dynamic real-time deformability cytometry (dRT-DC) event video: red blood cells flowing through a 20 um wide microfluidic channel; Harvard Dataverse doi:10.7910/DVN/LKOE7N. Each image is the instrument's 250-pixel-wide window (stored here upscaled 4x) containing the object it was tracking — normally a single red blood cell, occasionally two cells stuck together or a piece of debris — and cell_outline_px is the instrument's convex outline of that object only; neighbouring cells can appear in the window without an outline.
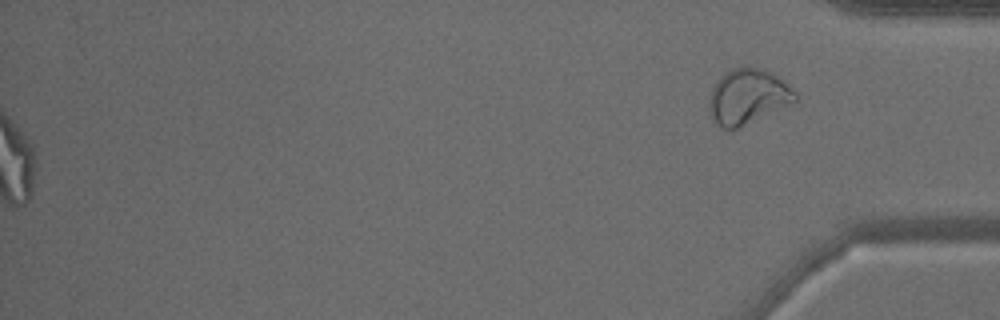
{"species": "common noctule bat (a hibernating species)", "species_latin": "Nyctalus noctula", "temperature_condition": "warm", "stored_images_in_passage": 35, "segment_of_instrument_passage": [2, 2], "camera_frame_rate_fps": 3000, "um_per_image_px": 0.085, "animal": {"sex": "male", "body_mass_g": 15.6}, "frame": {"image": 1, "passage_image": 35, "time_ms": 11.333, "image_size_px": [1000, 320], "cell_outline_px": [[800, 100], [796, 104], [736, 128], [720, 128], [716, 124], [708, 108], [708, 100], [712, 88], [716, 80], [724, 72], [732, 68], [760, 68], [776, 76], [796, 92], [800, 96]], "centroid_in_image_um": [63.59, 8.23], "position_along_channel_um": 371.6, "area_um2": 27.86}}